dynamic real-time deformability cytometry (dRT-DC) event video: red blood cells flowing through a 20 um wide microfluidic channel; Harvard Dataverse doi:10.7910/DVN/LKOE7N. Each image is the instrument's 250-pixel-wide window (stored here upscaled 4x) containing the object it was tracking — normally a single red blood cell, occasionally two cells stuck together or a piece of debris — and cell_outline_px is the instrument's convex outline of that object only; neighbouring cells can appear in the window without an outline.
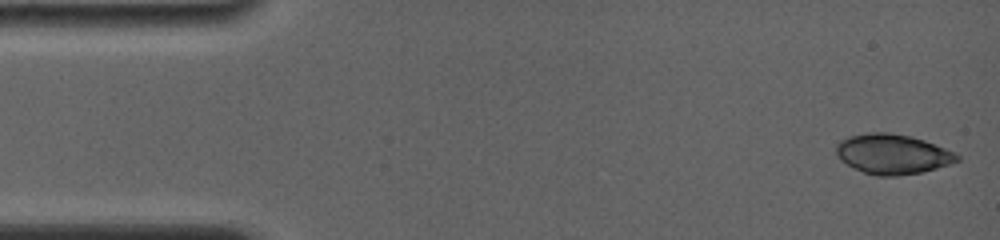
{"species": "common noctule bat (a hibernating species)", "species_latin": "Nyctalus noctula", "temperature_condition": "room temperature", "stored_images_in_passage": 10, "camera_frame_rate_fps": 4000, "um_per_image_px": 0.085, "animal": {"sex": "female", "body_mass_g": 19.0, "forearm_length_mm": 56.7}, "frame": {"image": 1, "passage_image": 1, "time_ms": 0.0, "image_size_px": [1000, 240], "cell_outline_px": [[960, 160], [936, 168], [920, 172], [896, 176], [876, 176], [864, 172], [840, 160], [836, 152], [836, 144], [840, 140], [848, 136], [868, 132], [888, 132], [912, 136], [924, 140], [956, 152], [960, 156]], "centroid_in_image_um": [75.86, 13.08], "position_along_channel_um": 9.1, "area_um2": 28.15}}
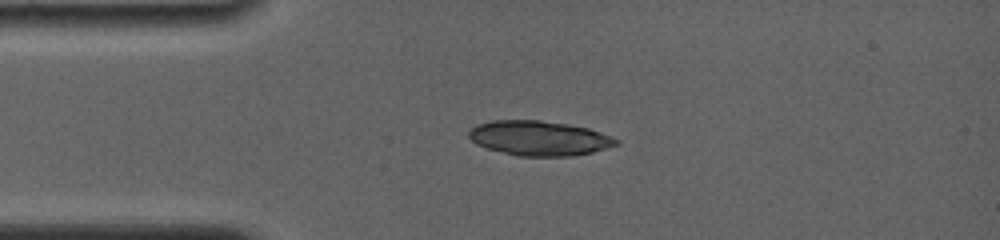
{"frame": {"image": 2, "passage_image": 9, "time_ms": 3.25, "image_size_px": [1000, 240], "cell_outline_px": [[620, 144], [608, 148], [592, 152], [572, 156], [516, 156], [488, 148], [476, 144], [468, 136], [468, 132], [476, 124], [492, 120], [540, 120], [568, 124], [588, 128], [612, 136], [620, 140]], "centroid_in_image_um": [45.85, 11.74], "position_along_channel_um": 39.1, "area_um2": 30.0}}